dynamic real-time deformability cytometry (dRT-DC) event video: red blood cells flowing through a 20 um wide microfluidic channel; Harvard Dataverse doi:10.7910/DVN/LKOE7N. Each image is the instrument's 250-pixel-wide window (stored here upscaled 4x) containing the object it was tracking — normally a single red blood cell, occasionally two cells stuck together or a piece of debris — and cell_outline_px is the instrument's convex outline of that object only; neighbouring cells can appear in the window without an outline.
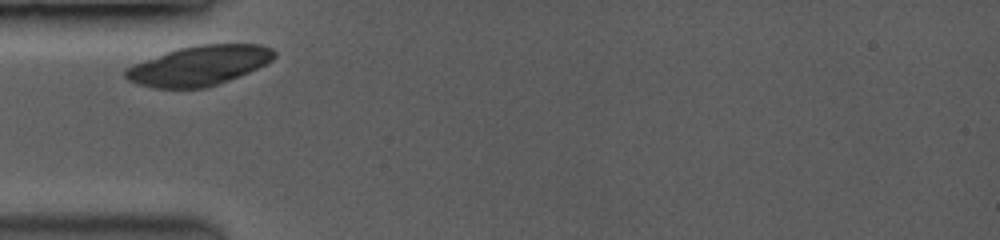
{"species": "common noctule bat (a hibernating species)", "species_latin": "Nyctalus noctula", "temperature_condition": "room temperature", "stored_images_in_passage": 21, "camera_frame_rate_fps": 3500, "um_per_image_px": 0.085, "animal": {"sex": "female", "body_mass_g": 19.0, "forearm_length_mm": 53.3}, "frame": {"image": 1, "passage_image": 1, "time_ms": 0.0, "image_size_px": [1000, 240], "cell_outline_px": [[276, 56], [272, 60], [240, 76], [204, 88], [152, 88], [128, 80], [124, 76], [124, 68], [132, 64], [176, 48], [200, 44], [260, 44], [272, 48], [276, 52]], "centroid_in_image_um": [16.89, 5.56], "position_along_channel_um": 68.1, "area_um2": 34.51}}